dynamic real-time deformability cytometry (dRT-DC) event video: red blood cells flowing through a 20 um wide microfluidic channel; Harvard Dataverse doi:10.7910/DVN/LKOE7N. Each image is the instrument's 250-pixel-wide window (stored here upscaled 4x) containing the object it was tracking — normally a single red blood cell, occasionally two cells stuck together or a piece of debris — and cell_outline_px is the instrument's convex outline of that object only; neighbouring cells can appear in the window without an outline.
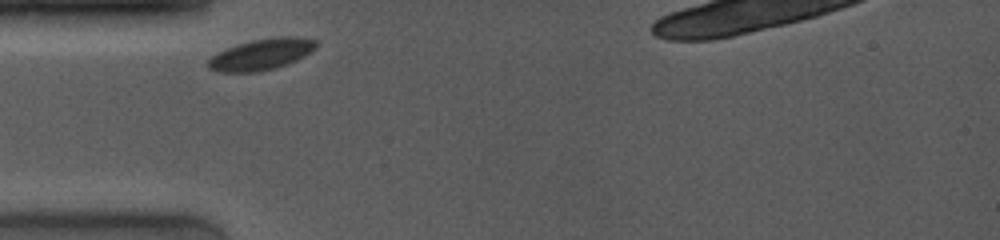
{"species": "common noctule bat (a hibernating species)", "species_latin": "Nyctalus noctula", "temperature_condition": "room temperature", "stored_images_in_passage": 7, "camera_frame_rate_fps": 4000, "um_per_image_px": 0.085, "animal": {"sex": "female", "body_mass_g": 19.0, "forearm_length_mm": 53.3}, "frame": {"image": 1, "passage_image": 1, "time_ms": 0.0, "image_size_px": [1000, 240], "cell_outline_px": [[316, 48], [304, 56], [288, 64], [256, 72], [216, 72], [208, 68], [208, 60], [216, 52], [252, 40], [280, 36], [296, 36], [316, 40]], "centroid_in_image_um": [22.21, 4.62], "position_along_channel_um": 62.8, "area_um2": 19.48}}
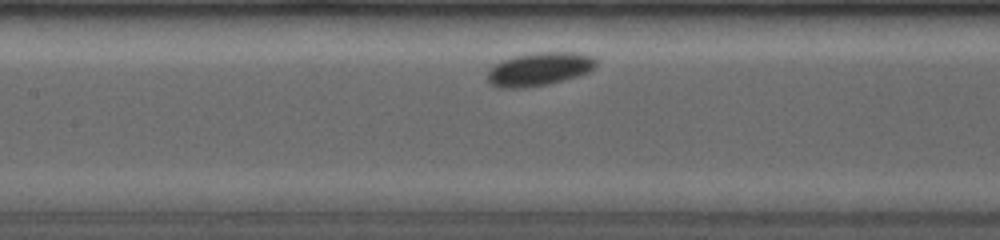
{"frame": {"image": 2, "passage_image": 6, "time_ms": 2.75, "image_size_px": [1000, 240], "cell_outline_px": [[596, 64], [588, 72], [564, 80], [548, 84], [524, 88], [496, 88], [488, 84], [488, 68], [492, 64], [500, 60], [532, 52], [576, 52], [592, 56], [596, 60]], "centroid_in_image_um": [45.76, 5.87], "position_along_channel_um": 161.6, "area_um2": 21.39}}